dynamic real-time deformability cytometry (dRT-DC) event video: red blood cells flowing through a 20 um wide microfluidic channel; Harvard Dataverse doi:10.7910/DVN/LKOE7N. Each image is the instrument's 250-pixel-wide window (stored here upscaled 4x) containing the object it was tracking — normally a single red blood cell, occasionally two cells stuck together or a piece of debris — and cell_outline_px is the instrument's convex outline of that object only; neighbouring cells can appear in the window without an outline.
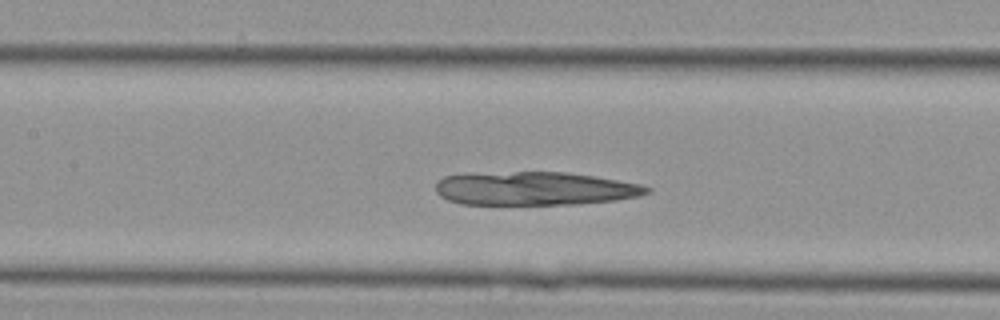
{"species": "Egyptian fruit bat (a non-hibernating species)", "species_latin": "Rousettus aegyptiacus", "temperature_condition": "cold", "stored_images_in_passage": 35, "camera_frame_rate_fps": 3000, "um_per_image_px": 0.085, "animal": {"sex": "female"}, "frame": {"image": 1, "passage_image": 13, "time_ms": 4.0, "image_size_px": [1000, 320], "cell_outline_px": [[652, 192], [636, 196], [616, 200], [580, 204], [460, 204], [448, 200], [440, 196], [436, 192], [436, 184], [444, 176], [516, 172], [568, 172], [596, 176], [640, 184], [652, 188]], "centroid_in_image_um": [45.51, 16.03], "position_along_channel_um": 161.9, "area_um2": 40.92}}
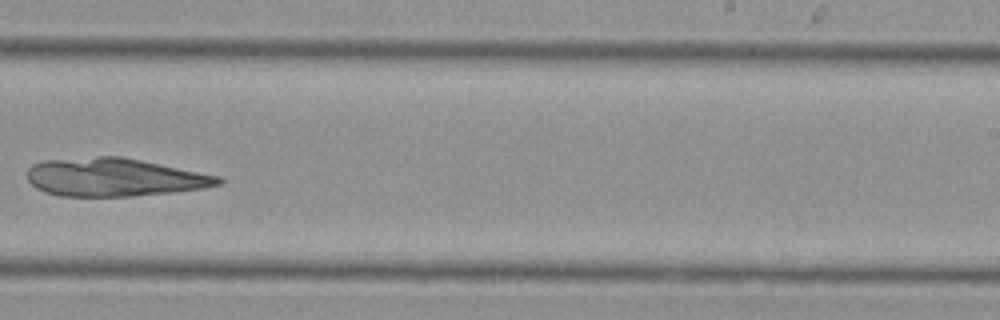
{"frame": {"image": 2, "passage_image": 20, "time_ms": 6.333, "image_size_px": [1000, 320], "cell_outline_px": [[224, 180], [220, 184], [204, 188], [172, 192], [128, 196], [60, 196], [44, 192], [36, 188], [28, 180], [28, 168], [32, 164], [44, 160], [96, 156], [120, 156], [220, 176]], "centroid_in_image_um": [9.68, 15.06], "position_along_channel_um": 279.3, "area_um2": 42.37}}
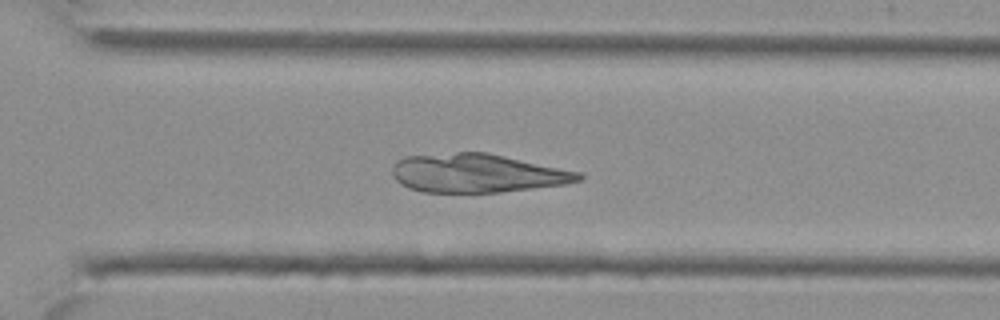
{"frame": {"image": 3, "passage_image": 23, "time_ms": 7.333, "image_size_px": [1000, 320], "cell_outline_px": [[584, 176], [580, 180], [564, 184], [500, 192], [424, 192], [408, 188], [400, 184], [392, 176], [392, 164], [396, 160], [404, 156], [456, 152], [488, 152], [580, 172]], "centroid_in_image_um": [40.5, 14.71], "position_along_channel_um": 330.1, "area_um2": 42.14}}